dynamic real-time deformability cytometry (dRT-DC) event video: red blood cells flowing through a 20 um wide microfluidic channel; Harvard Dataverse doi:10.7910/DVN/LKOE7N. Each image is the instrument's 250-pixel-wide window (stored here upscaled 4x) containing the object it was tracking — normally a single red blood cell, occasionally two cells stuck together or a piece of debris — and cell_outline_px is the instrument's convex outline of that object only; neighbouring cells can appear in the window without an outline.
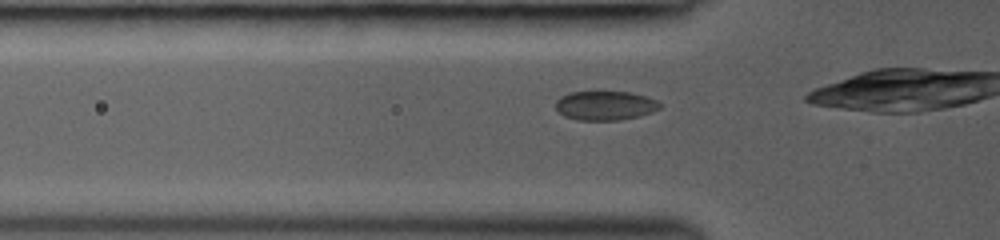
{"species": "common noctule bat (a hibernating species)", "species_latin": "Nyctalus noctula", "temperature_condition": "room temperature", "stored_images_in_passage": 12, "camera_frame_rate_fps": 3000, "um_per_image_px": 0.085, "animal": {"sex": "female", "body_mass_g": 19.0, "forearm_length_mm": 53.3}, "frame": {"image": 1, "passage_image": 7, "time_ms": 2.0, "image_size_px": [1000, 240], "cell_outline_px": [[664, 104], [660, 108], [652, 112], [640, 116], [620, 120], [576, 120], [564, 116], [556, 108], [556, 100], [560, 96], [572, 92], [628, 92], [644, 96], [656, 100]], "centroid_in_image_um": [51.45, 8.98], "position_along_channel_um": 74.3, "area_um2": 17.74}}
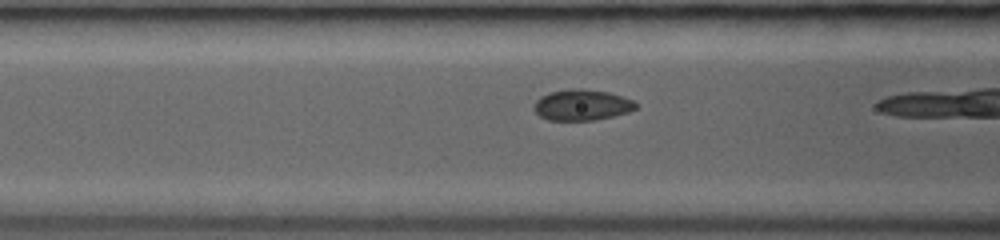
{"frame": {"image": 2, "passage_image": 10, "time_ms": 3.0, "image_size_px": [1000, 240], "cell_outline_px": [[636, 108], [628, 112], [596, 120], [548, 120], [540, 116], [532, 108], [536, 100], [540, 96], [548, 92], [572, 88], [580, 88], [608, 92], [632, 100], [636, 104]], "centroid_in_image_um": [49.41, 8.92], "position_along_channel_um": 117.2, "area_um2": 18.32}}